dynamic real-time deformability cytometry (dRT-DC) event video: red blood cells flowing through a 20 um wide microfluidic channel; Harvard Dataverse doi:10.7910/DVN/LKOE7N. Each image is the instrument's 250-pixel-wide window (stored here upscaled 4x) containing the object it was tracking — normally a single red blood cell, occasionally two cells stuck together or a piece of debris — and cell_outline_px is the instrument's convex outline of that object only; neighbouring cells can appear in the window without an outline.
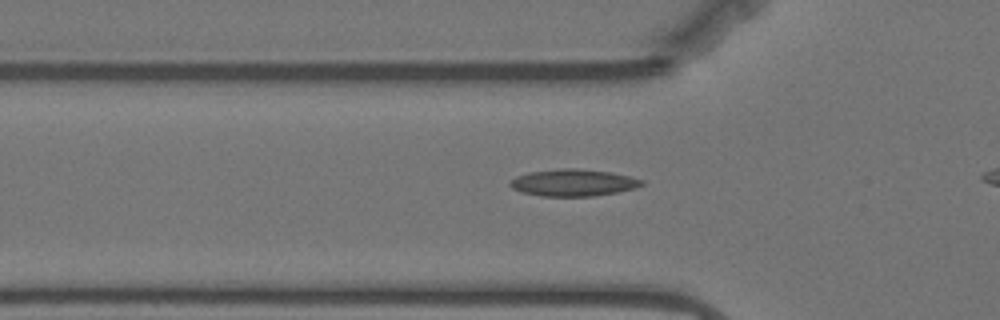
{"species": "Egyptian fruit bat (a non-hibernating species)", "species_latin": "Rousettus aegyptiacus", "temperature_condition": "warm", "stored_images_in_passage": 41, "camera_frame_rate_fps": 3000, "um_per_image_px": 0.085, "animal": {"sex": "female"}, "frame": {"image": 1, "passage_image": 13, "time_ms": 4.0, "image_size_px": [1000, 320], "cell_outline_px": [[644, 184], [636, 188], [616, 192], [592, 196], [540, 196], [520, 192], [512, 188], [508, 184], [516, 176], [528, 172], [564, 168], [576, 168], [612, 172], [644, 180]], "centroid_in_image_um": [48.71, 15.52], "position_along_channel_um": 77.1, "area_um2": 20.69}}
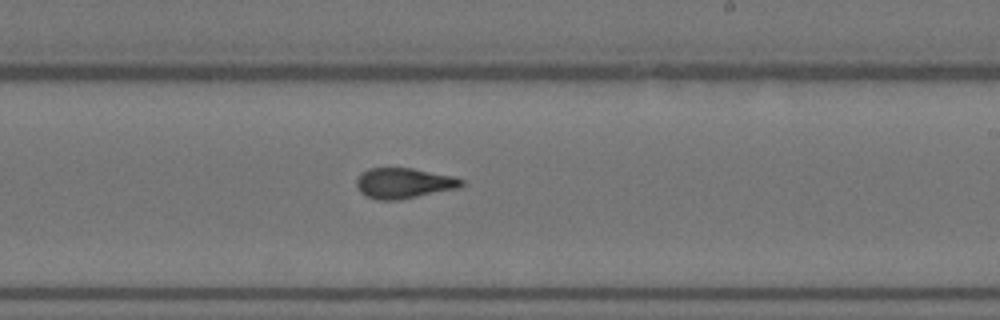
{"frame": {"image": 2, "passage_image": 28, "time_ms": 9.0, "image_size_px": [1000, 320], "cell_outline_px": [[464, 184], [460, 188], [400, 200], [376, 200], [360, 192], [356, 184], [356, 180], [360, 172], [368, 168], [412, 168], [452, 176], [464, 180]], "centroid_in_image_um": [34.32, 15.57], "position_along_channel_um": 254.7, "area_um2": 18.79}}
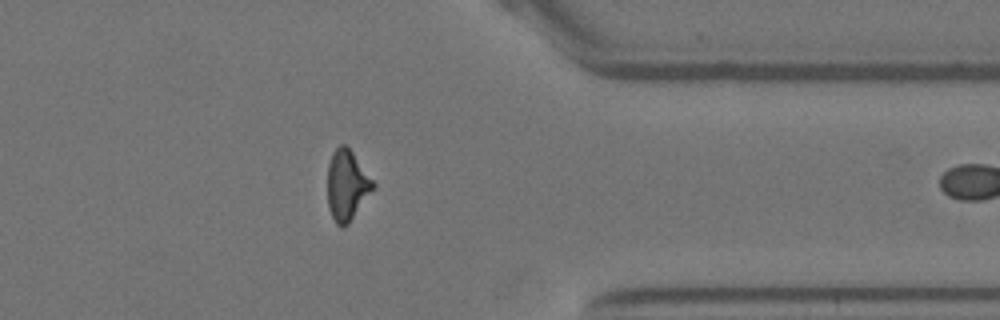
{"frame": {"image": 3, "passage_image": 40, "time_ms": 13.0, "image_size_px": [1000, 320], "cell_outline_px": [[376, 184], [348, 224], [344, 228], [340, 228], [336, 224], [328, 208], [328, 164], [332, 152], [340, 144], [344, 144], [352, 152]], "centroid_in_image_um": [29.46, 15.76], "position_along_channel_um": 381.9, "area_um2": 18.44}}